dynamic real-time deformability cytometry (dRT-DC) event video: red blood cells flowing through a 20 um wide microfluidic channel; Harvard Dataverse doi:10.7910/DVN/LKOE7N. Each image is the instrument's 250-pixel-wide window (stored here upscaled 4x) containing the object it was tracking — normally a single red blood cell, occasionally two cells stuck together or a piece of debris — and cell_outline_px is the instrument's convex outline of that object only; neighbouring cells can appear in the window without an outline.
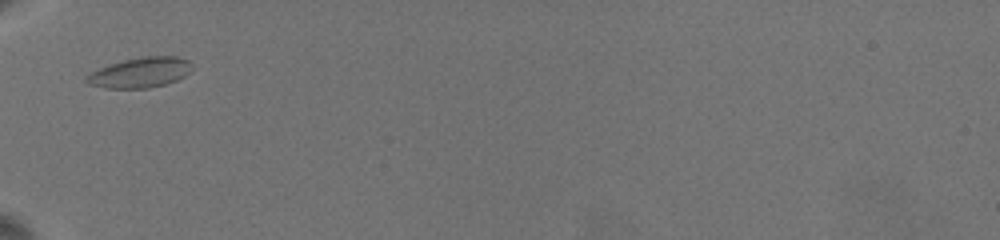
{"species": "common noctule bat (a hibernating species)", "species_latin": "Nyctalus noctula", "temperature_condition": "warm", "stored_images_in_passage": 3, "camera_frame_rate_fps": 3000, "um_per_image_px": 0.085, "animal": {"sex": "female", "body_mass_g": 19.5, "forearm_length_mm": 54.1}, "frame": {"image": 1, "passage_image": 1, "time_ms": 0.0, "image_size_px": [1000, 240], "cell_outline_px": [[192, 64], [188, 72], [184, 76], [176, 80], [164, 84], [148, 88], [104, 88], [88, 84], [84, 80], [92, 72], [100, 68], [124, 60], [144, 56], [176, 56], [188, 60]], "centroid_in_image_um": [11.92, 6.17], "position_along_channel_um": 73.1, "area_um2": 18.26}}